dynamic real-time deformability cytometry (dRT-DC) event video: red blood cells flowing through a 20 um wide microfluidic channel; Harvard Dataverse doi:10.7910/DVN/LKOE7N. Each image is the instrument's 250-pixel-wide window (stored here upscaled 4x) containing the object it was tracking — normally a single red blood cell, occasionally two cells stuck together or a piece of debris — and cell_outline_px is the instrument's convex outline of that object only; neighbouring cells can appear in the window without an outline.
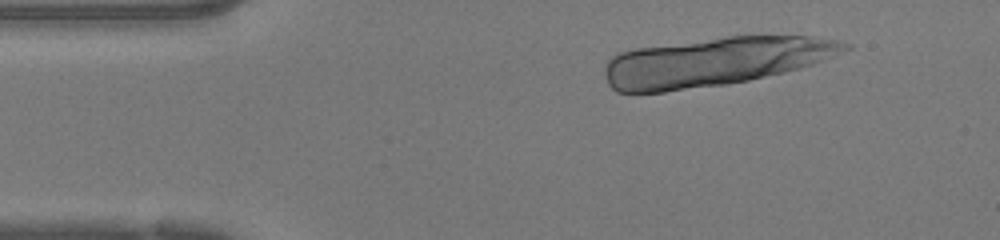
{"species": "human", "species_latin": "Homo sapiens", "temperature_condition": "warm", "stored_images_in_passage": 14, "camera_frame_rate_fps": 3000, "um_per_image_px": 0.085, "donor": {"sex": "female"}, "frame": {"image": 1, "passage_image": 5, "time_ms": 1.333, "image_size_px": [1000, 240], "cell_outline_px": [[852, 48], [812, 64], [800, 68], [784, 72], [748, 80], [728, 84], [664, 92], [616, 92], [608, 84], [604, 76], [604, 68], [608, 60], [616, 52], [636, 48], [724, 36], [808, 36], [836, 40], [852, 44]], "centroid_in_image_um": [60.7, 5.24], "position_along_channel_um": 24.3, "area_um2": 68.2}}